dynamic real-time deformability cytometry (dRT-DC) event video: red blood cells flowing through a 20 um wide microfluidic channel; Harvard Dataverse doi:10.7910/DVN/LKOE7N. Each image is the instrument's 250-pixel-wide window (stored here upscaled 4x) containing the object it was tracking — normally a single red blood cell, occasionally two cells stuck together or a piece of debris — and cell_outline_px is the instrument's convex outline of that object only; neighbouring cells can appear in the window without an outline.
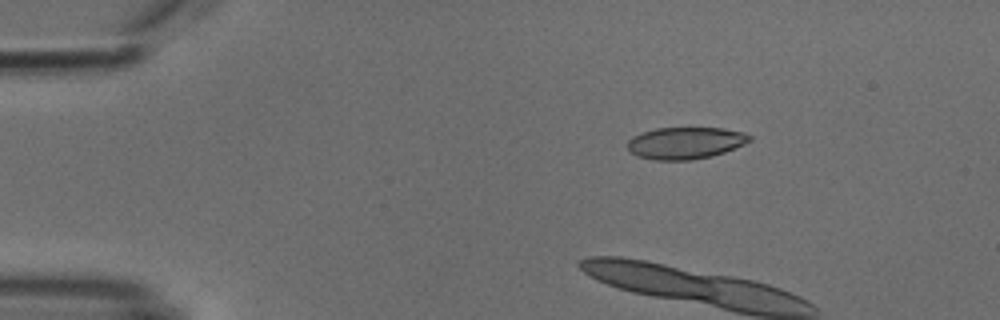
{"species": "common noctule bat (a hibernating species)", "species_latin": "Nyctalus noctula", "temperature_condition": "cold", "stored_images_in_passage": 15, "camera_frame_rate_fps": 3000, "um_per_image_px": 0.085, "animal": {"sex": "male", "body_mass_g": 18.8}, "frame": {"image": 1, "passage_image": 9, "time_ms": 2.667, "image_size_px": [1000, 320], "cell_outline_px": [[752, 140], [744, 144], [724, 152], [712, 156], [692, 160], [652, 160], [636, 156], [628, 148], [628, 140], [632, 136], [640, 132], [656, 128], [724, 128], [744, 132], [752, 136]], "centroid_in_image_um": [58.25, 12.15], "position_along_channel_um": 26.7, "area_um2": 22.89}}